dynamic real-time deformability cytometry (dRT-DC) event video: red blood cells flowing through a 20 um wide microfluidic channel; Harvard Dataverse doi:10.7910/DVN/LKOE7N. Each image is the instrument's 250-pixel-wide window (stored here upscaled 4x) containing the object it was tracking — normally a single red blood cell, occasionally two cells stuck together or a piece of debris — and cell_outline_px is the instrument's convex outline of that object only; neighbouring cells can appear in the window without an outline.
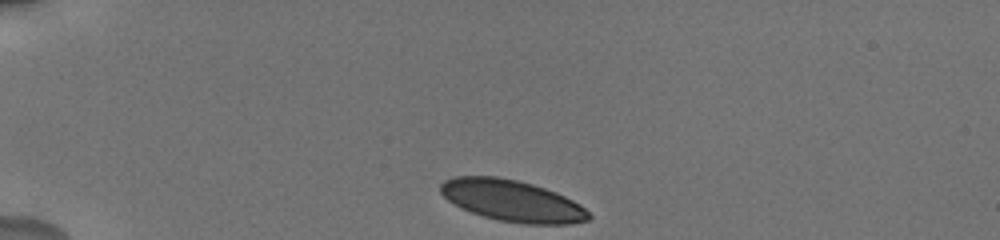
{"species": "human", "species_latin": "Homo sapiens", "temperature_condition": "cold", "stored_images_in_passage": 25, "camera_frame_rate_fps": 3000, "um_per_image_px": 0.085, "donor": {"sex": "male"}, "frame": {"image": 1, "passage_image": 1, "time_ms": 0.0, "image_size_px": [1000, 240], "cell_outline_px": [[592, 216], [588, 220], [572, 224], [524, 224], [496, 220], [472, 212], [448, 200], [440, 192], [440, 184], [444, 180], [456, 176], [496, 176], [516, 180], [532, 184], [556, 192], [580, 204]], "centroid_in_image_um": [43.55, 17.06], "position_along_channel_um": 41.5, "area_um2": 35.6}}
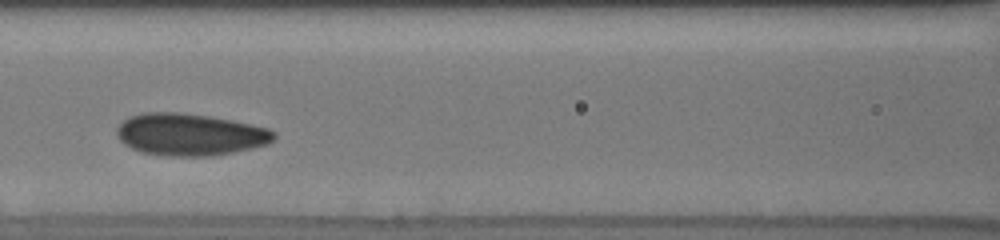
{"frame": {"image": 2, "passage_image": 10, "time_ms": 4.333, "image_size_px": [1000, 240], "cell_outline_px": [[276, 136], [268, 144], [252, 148], [212, 156], [168, 156], [140, 152], [124, 144], [120, 140], [116, 132], [116, 128], [128, 116], [144, 112], [176, 112], [208, 116], [232, 120], [268, 128], [276, 132]], "centroid_in_image_um": [16.13, 11.43], "position_along_channel_um": 150.5, "area_um2": 38.55}}
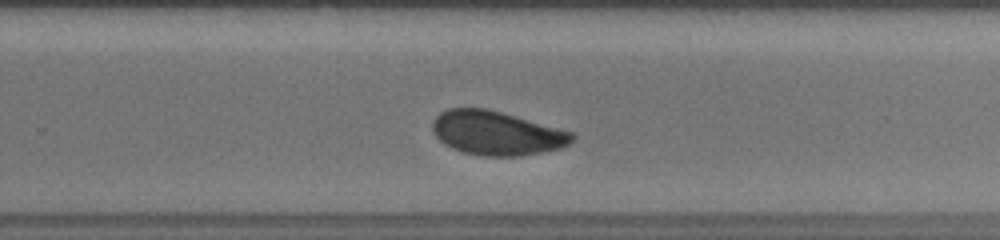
{"frame": {"image": 3, "passage_image": 16, "time_ms": 8.0, "image_size_px": [1000, 240], "cell_outline_px": [[576, 136], [564, 148], [520, 156], [484, 156], [464, 152], [452, 148], [444, 144], [432, 132], [432, 120], [440, 112], [448, 108], [488, 108], [572, 132]], "centroid_in_image_um": [42.19, 11.31], "position_along_channel_um": 287.6, "area_um2": 35.89}, "authors_computed_cell_mechanics": {"area_um2": 36.2984, "velocity_mm_per_s": 3.7535, "shape_relaxation_time_tau1_ms": 3.9136, "shape_relaxation_time_tau2_ms": 1.1789, "deformation_change_tau1": 0.0943, "deformation_change_tau2": 0.0564}}